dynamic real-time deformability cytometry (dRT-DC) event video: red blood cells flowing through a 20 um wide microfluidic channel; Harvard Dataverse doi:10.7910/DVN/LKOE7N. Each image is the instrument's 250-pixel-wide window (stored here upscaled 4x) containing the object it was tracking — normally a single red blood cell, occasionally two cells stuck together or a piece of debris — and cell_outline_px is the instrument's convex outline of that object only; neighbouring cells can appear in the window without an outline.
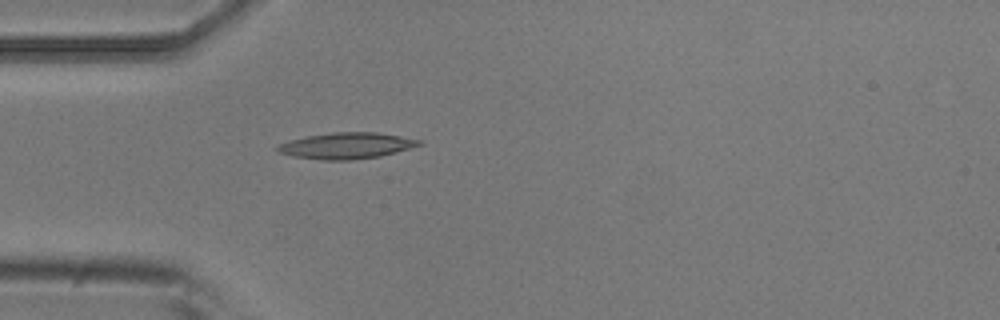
{"species": "common noctule bat (a hibernating species)", "species_latin": "Nyctalus noctula", "temperature_condition": "room temperature", "stored_images_in_passage": 5, "camera_frame_rate_fps": 3000, "um_per_image_px": 0.085, "animal": {"sex": "male", "body_mass_g": 20.5, "forearm_length_mm": 52.5}, "frame": {"image": 1, "passage_image": 5, "time_ms": 1.333, "image_size_px": [1000, 320], "cell_outline_px": [[424, 144], [396, 152], [380, 156], [352, 160], [324, 160], [292, 156], [276, 152], [272, 148], [288, 140], [304, 136], [332, 132], [376, 132], [400, 136], [420, 140]], "centroid_in_image_um": [29.39, 12.38], "position_along_channel_um": 55.6, "area_um2": 21.79}}